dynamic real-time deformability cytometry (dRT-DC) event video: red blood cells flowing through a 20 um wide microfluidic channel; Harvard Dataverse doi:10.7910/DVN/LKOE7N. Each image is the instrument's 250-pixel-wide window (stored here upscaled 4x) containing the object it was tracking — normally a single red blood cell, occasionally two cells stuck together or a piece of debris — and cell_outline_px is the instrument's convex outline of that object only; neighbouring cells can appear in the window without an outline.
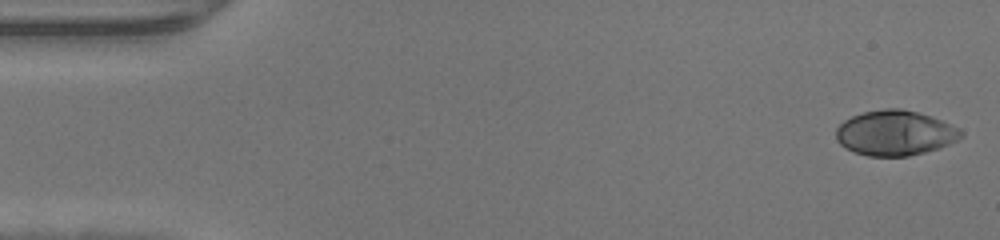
{"species": "human", "species_latin": "Homo sapiens", "temperature_condition": "warm", "stored_images_in_passage": 47, "camera_frame_rate_fps": 3000, "um_per_image_px": 0.085, "donor": {"sex": "male"}, "frame": {"image": 1, "passage_image": 1, "time_ms": 0.0, "image_size_px": [1000, 240], "cell_outline_px": [[964, 136], [940, 148], [908, 156], [868, 156], [844, 148], [836, 140], [836, 128], [844, 120], [852, 116], [864, 112], [884, 108], [900, 108], [916, 112], [940, 120], [964, 132]], "centroid_in_image_um": [76.04, 11.31], "position_along_channel_um": 9.0, "area_um2": 32.6}}
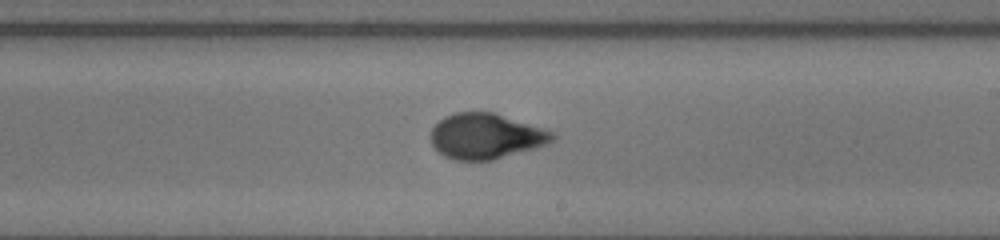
{"frame": {"image": 2, "passage_image": 27, "time_ms": 8.667, "image_size_px": [1000, 240], "cell_outline_px": [[556, 136], [548, 144], [536, 148], [492, 160], [452, 160], [444, 156], [432, 144], [432, 128], [444, 116], [456, 112], [496, 112], [556, 132]], "centroid_in_image_um": [41.34, 11.56], "position_along_channel_um": 247.7, "area_um2": 32.37}}
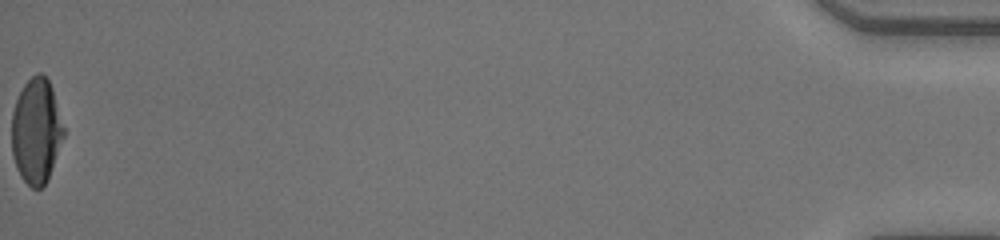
{"frame": {"image": 3, "passage_image": 47, "time_ms": 15.333, "image_size_px": [1000, 240], "cell_outline_px": [[64, 136], [48, 180], [40, 188], [32, 188], [20, 176], [16, 168], [12, 156], [12, 112], [16, 100], [24, 84], [36, 72], [40, 72], [48, 80], [52, 88], [64, 128]], "centroid_in_image_um": [3.08, 11.14], "position_along_channel_um": 432.1, "area_um2": 31.79}}